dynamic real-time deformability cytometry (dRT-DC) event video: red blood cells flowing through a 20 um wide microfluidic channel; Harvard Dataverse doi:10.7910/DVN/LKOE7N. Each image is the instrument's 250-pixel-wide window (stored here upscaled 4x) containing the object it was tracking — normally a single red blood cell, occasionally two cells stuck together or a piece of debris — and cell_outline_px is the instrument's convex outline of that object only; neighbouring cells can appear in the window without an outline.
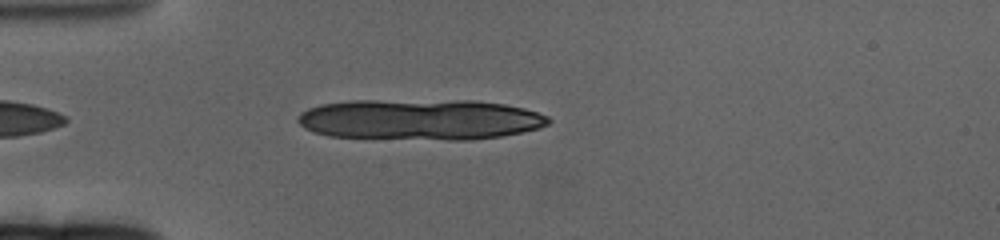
{"species": "human", "species_latin": "Homo sapiens", "temperature_condition": "cold", "stored_images_in_passage": 8, "camera_frame_rate_fps": 3000, "um_per_image_px": 0.085, "donor": {"sex": "female"}, "frame": {"image": 1, "passage_image": 5, "time_ms": 1.333, "image_size_px": [1000, 240], "cell_outline_px": [[548, 120], [544, 124], [532, 128], [516, 132], [492, 136], [340, 136], [320, 132], [304, 124], [300, 120], [300, 116], [304, 112], [312, 108], [328, 104], [496, 104], [520, 108], [544, 116]], "centroid_in_image_um": [35.71, 10.18], "position_along_channel_um": 49.3, "area_um2": 50.4}}